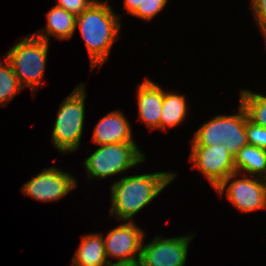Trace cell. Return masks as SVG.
<instances>
[{"label": "cell", "instance_id": "1", "mask_svg": "<svg viewBox=\"0 0 266 266\" xmlns=\"http://www.w3.org/2000/svg\"><path fill=\"white\" fill-rule=\"evenodd\" d=\"M176 177L174 172L162 171L119 178L110 188V216L117 221L132 222L135 214L151 203Z\"/></svg>", "mask_w": 266, "mask_h": 266}, {"label": "cell", "instance_id": "2", "mask_svg": "<svg viewBox=\"0 0 266 266\" xmlns=\"http://www.w3.org/2000/svg\"><path fill=\"white\" fill-rule=\"evenodd\" d=\"M119 15L108 2L96 0L76 18L90 58L91 70L109 60V54L120 34Z\"/></svg>", "mask_w": 266, "mask_h": 266}, {"label": "cell", "instance_id": "3", "mask_svg": "<svg viewBox=\"0 0 266 266\" xmlns=\"http://www.w3.org/2000/svg\"><path fill=\"white\" fill-rule=\"evenodd\" d=\"M48 48L49 42L31 34L16 43L5 56L21 86L30 87L33 94L42 86Z\"/></svg>", "mask_w": 266, "mask_h": 266}, {"label": "cell", "instance_id": "4", "mask_svg": "<svg viewBox=\"0 0 266 266\" xmlns=\"http://www.w3.org/2000/svg\"><path fill=\"white\" fill-rule=\"evenodd\" d=\"M84 85L82 82L76 86L59 107L51 138L59 152H75L80 146L87 95Z\"/></svg>", "mask_w": 266, "mask_h": 266}, {"label": "cell", "instance_id": "5", "mask_svg": "<svg viewBox=\"0 0 266 266\" xmlns=\"http://www.w3.org/2000/svg\"><path fill=\"white\" fill-rule=\"evenodd\" d=\"M234 115H216L207 123L198 127L191 146H215L223 143L235 156L244 146L249 145L246 135V111L240 104Z\"/></svg>", "mask_w": 266, "mask_h": 266}, {"label": "cell", "instance_id": "6", "mask_svg": "<svg viewBox=\"0 0 266 266\" xmlns=\"http://www.w3.org/2000/svg\"><path fill=\"white\" fill-rule=\"evenodd\" d=\"M145 158L136 143H116L99 145L83 164L89 180L104 179L137 166L144 162Z\"/></svg>", "mask_w": 266, "mask_h": 266}, {"label": "cell", "instance_id": "7", "mask_svg": "<svg viewBox=\"0 0 266 266\" xmlns=\"http://www.w3.org/2000/svg\"><path fill=\"white\" fill-rule=\"evenodd\" d=\"M239 175L238 172L230 174L215 188L216 192L223 195L226 191L228 201L241 212L248 213L265 209L266 179L251 175H244L238 179Z\"/></svg>", "mask_w": 266, "mask_h": 266}, {"label": "cell", "instance_id": "8", "mask_svg": "<svg viewBox=\"0 0 266 266\" xmlns=\"http://www.w3.org/2000/svg\"><path fill=\"white\" fill-rule=\"evenodd\" d=\"M189 160L215 189L230 174L236 172L234 156L223 143L215 146H191Z\"/></svg>", "mask_w": 266, "mask_h": 266}, {"label": "cell", "instance_id": "9", "mask_svg": "<svg viewBox=\"0 0 266 266\" xmlns=\"http://www.w3.org/2000/svg\"><path fill=\"white\" fill-rule=\"evenodd\" d=\"M76 179L58 167L44 168L22 186L25 196L41 202L58 201L77 187Z\"/></svg>", "mask_w": 266, "mask_h": 266}, {"label": "cell", "instance_id": "10", "mask_svg": "<svg viewBox=\"0 0 266 266\" xmlns=\"http://www.w3.org/2000/svg\"><path fill=\"white\" fill-rule=\"evenodd\" d=\"M193 235L172 238L156 236L151 242L142 245L140 262L142 266H185L188 245Z\"/></svg>", "mask_w": 266, "mask_h": 266}, {"label": "cell", "instance_id": "11", "mask_svg": "<svg viewBox=\"0 0 266 266\" xmlns=\"http://www.w3.org/2000/svg\"><path fill=\"white\" fill-rule=\"evenodd\" d=\"M135 223L127 221L103 236L107 259H119L116 263L140 260L145 233Z\"/></svg>", "mask_w": 266, "mask_h": 266}, {"label": "cell", "instance_id": "12", "mask_svg": "<svg viewBox=\"0 0 266 266\" xmlns=\"http://www.w3.org/2000/svg\"><path fill=\"white\" fill-rule=\"evenodd\" d=\"M130 126L123 112L118 110L110 112L96 124L92 141L97 145L135 143Z\"/></svg>", "mask_w": 266, "mask_h": 266}, {"label": "cell", "instance_id": "13", "mask_svg": "<svg viewBox=\"0 0 266 266\" xmlns=\"http://www.w3.org/2000/svg\"><path fill=\"white\" fill-rule=\"evenodd\" d=\"M139 120L151 130L160 129L163 89L151 79L145 78L137 87Z\"/></svg>", "mask_w": 266, "mask_h": 266}, {"label": "cell", "instance_id": "14", "mask_svg": "<svg viewBox=\"0 0 266 266\" xmlns=\"http://www.w3.org/2000/svg\"><path fill=\"white\" fill-rule=\"evenodd\" d=\"M47 24L45 29L33 33L34 36L49 42L50 36L60 40L71 39L76 30L77 16L65 9L54 6L46 13Z\"/></svg>", "mask_w": 266, "mask_h": 266}, {"label": "cell", "instance_id": "15", "mask_svg": "<svg viewBox=\"0 0 266 266\" xmlns=\"http://www.w3.org/2000/svg\"><path fill=\"white\" fill-rule=\"evenodd\" d=\"M71 262L77 266H109L113 259H107L103 234L90 233L82 237Z\"/></svg>", "mask_w": 266, "mask_h": 266}, {"label": "cell", "instance_id": "16", "mask_svg": "<svg viewBox=\"0 0 266 266\" xmlns=\"http://www.w3.org/2000/svg\"><path fill=\"white\" fill-rule=\"evenodd\" d=\"M234 165L239 174L266 179V150L246 145L234 156Z\"/></svg>", "mask_w": 266, "mask_h": 266}, {"label": "cell", "instance_id": "17", "mask_svg": "<svg viewBox=\"0 0 266 266\" xmlns=\"http://www.w3.org/2000/svg\"><path fill=\"white\" fill-rule=\"evenodd\" d=\"M188 114V105L184 95L163 90V103L160 117V130L177 127Z\"/></svg>", "mask_w": 266, "mask_h": 266}, {"label": "cell", "instance_id": "18", "mask_svg": "<svg viewBox=\"0 0 266 266\" xmlns=\"http://www.w3.org/2000/svg\"><path fill=\"white\" fill-rule=\"evenodd\" d=\"M240 94V104L244 107L248 119L266 128V96L248 89H242Z\"/></svg>", "mask_w": 266, "mask_h": 266}, {"label": "cell", "instance_id": "19", "mask_svg": "<svg viewBox=\"0 0 266 266\" xmlns=\"http://www.w3.org/2000/svg\"><path fill=\"white\" fill-rule=\"evenodd\" d=\"M0 61V106L4 107L24 88L21 86L10 63ZM2 62V63H1ZM5 103V104H4Z\"/></svg>", "mask_w": 266, "mask_h": 266}, {"label": "cell", "instance_id": "20", "mask_svg": "<svg viewBox=\"0 0 266 266\" xmlns=\"http://www.w3.org/2000/svg\"><path fill=\"white\" fill-rule=\"evenodd\" d=\"M246 135L249 145L266 150V128L251 122L246 114Z\"/></svg>", "mask_w": 266, "mask_h": 266}, {"label": "cell", "instance_id": "21", "mask_svg": "<svg viewBox=\"0 0 266 266\" xmlns=\"http://www.w3.org/2000/svg\"><path fill=\"white\" fill-rule=\"evenodd\" d=\"M167 2L168 0H143L142 9H137L132 15L149 21L163 10Z\"/></svg>", "mask_w": 266, "mask_h": 266}, {"label": "cell", "instance_id": "22", "mask_svg": "<svg viewBox=\"0 0 266 266\" xmlns=\"http://www.w3.org/2000/svg\"><path fill=\"white\" fill-rule=\"evenodd\" d=\"M251 3L255 23L262 31L266 43V0H251Z\"/></svg>", "mask_w": 266, "mask_h": 266}, {"label": "cell", "instance_id": "23", "mask_svg": "<svg viewBox=\"0 0 266 266\" xmlns=\"http://www.w3.org/2000/svg\"><path fill=\"white\" fill-rule=\"evenodd\" d=\"M59 6L66 11L78 16L96 0H57Z\"/></svg>", "mask_w": 266, "mask_h": 266}, {"label": "cell", "instance_id": "24", "mask_svg": "<svg viewBox=\"0 0 266 266\" xmlns=\"http://www.w3.org/2000/svg\"><path fill=\"white\" fill-rule=\"evenodd\" d=\"M143 0H124V7L132 15L137 9H142Z\"/></svg>", "mask_w": 266, "mask_h": 266}, {"label": "cell", "instance_id": "25", "mask_svg": "<svg viewBox=\"0 0 266 266\" xmlns=\"http://www.w3.org/2000/svg\"><path fill=\"white\" fill-rule=\"evenodd\" d=\"M109 266H142L140 260L130 261V262H122V263H112Z\"/></svg>", "mask_w": 266, "mask_h": 266}]
</instances>
